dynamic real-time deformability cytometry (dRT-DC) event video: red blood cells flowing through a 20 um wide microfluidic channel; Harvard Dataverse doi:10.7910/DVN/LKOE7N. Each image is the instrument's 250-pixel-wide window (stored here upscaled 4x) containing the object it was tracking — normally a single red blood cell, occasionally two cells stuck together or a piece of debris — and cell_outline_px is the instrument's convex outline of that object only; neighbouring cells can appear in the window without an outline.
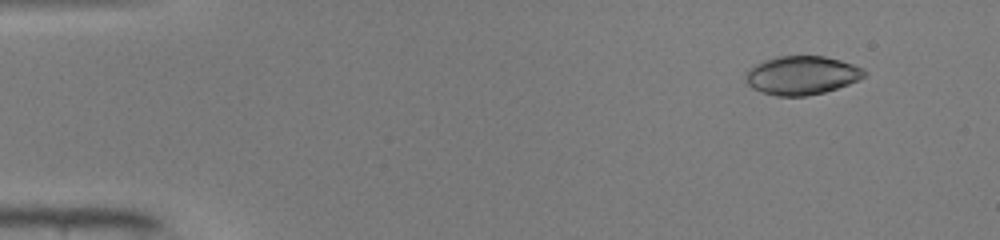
{"species": "common noctule bat (a hibernating species)", "species_latin": "Nyctalus noctula", "temperature_condition": "warm", "stored_images_in_passage": 37, "camera_frame_rate_fps": 3000, "um_per_image_px": 0.085, "animal": {"sex": "male", "body_mass_g": 19.0, "forearm_length_mm": 50.8}, "frame": {"image": 1, "passage_image": 5, "time_ms": 1.333, "image_size_px": [1000, 240], "cell_outline_px": [[868, 72], [864, 76], [848, 84], [824, 92], [808, 96], [776, 96], [760, 92], [752, 88], [748, 84], [744, 76], [748, 68], [764, 60], [776, 56], [824, 56], [840, 60], [864, 68]], "centroid_in_image_um": [68.12, 6.4], "position_along_channel_um": 16.9, "area_um2": 26.82}}
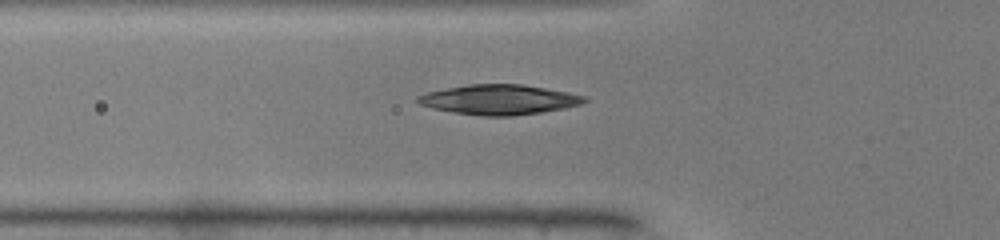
{"frame": {"image": 2, "passage_image": 18, "time_ms": 5.667, "image_size_px": [1000, 240], "cell_outline_px": [[588, 100], [584, 104], [564, 108], [540, 112], [512, 116], [484, 116], [456, 112], [432, 108], [420, 104], [416, 100], [416, 96], [428, 92], [468, 84], [524, 84], [568, 92], [584, 96]], "centroid_in_image_um": [42.46, 8.46], "position_along_channel_um": 83.3, "area_um2": 28.9}}
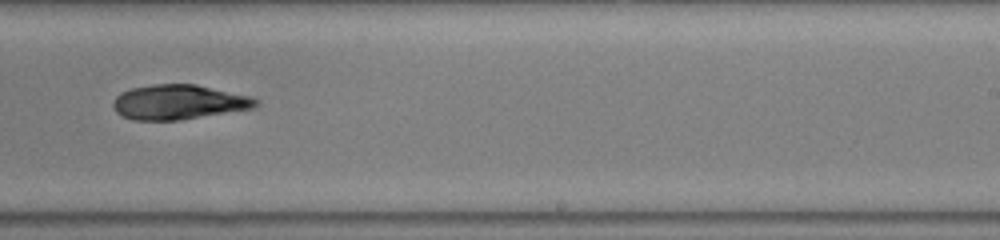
{"frame": {"image": 3, "passage_image": 32, "time_ms": 10.333, "image_size_px": [1000, 240], "cell_outline_px": [[260, 104], [256, 108], [180, 120], [132, 120], [120, 116], [116, 112], [112, 104], [116, 96], [120, 92], [132, 88], [152, 84], [196, 84], [252, 96], [260, 100]], "centroid_in_image_um": [15.22, 8.68], "position_along_channel_um": 273.8, "area_um2": 29.3}}